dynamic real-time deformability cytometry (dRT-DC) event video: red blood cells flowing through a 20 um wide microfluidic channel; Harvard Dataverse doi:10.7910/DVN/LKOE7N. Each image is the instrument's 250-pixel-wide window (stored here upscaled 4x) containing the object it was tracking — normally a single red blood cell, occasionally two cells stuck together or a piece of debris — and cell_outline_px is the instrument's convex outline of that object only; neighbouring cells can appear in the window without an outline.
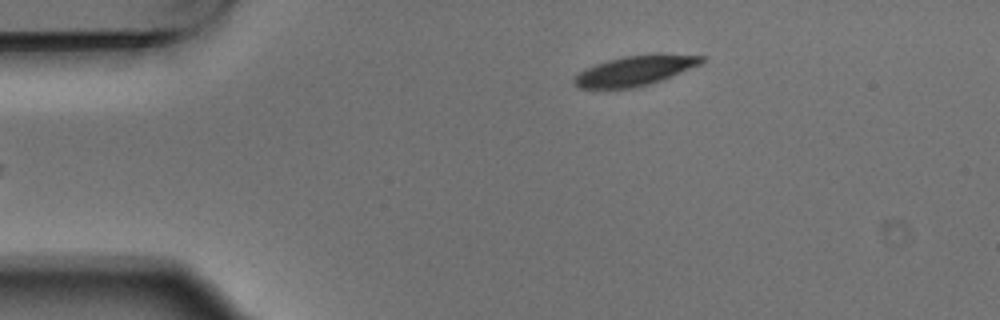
{"species": "Egyptian fruit bat (a non-hibernating species)", "species_latin": "Rousettus aegyptiacus", "temperature_condition": "warm", "stored_images_in_passage": 4, "camera_frame_rate_fps": 3000, "um_per_image_px": 0.085, "animal": {"sex": "male"}, "frame": {"image": 1, "passage_image": 4, "time_ms": 1.0, "image_size_px": [1000, 320], "cell_outline_px": [[704, 60], [700, 64], [660, 80], [648, 84], [632, 88], [580, 88], [572, 84], [572, 80], [584, 68], [608, 60], [624, 56], [656, 52], [660, 52], [704, 56]], "centroid_in_image_um": [53.96, 5.97], "position_along_channel_um": 31.0, "area_um2": 22.31}}